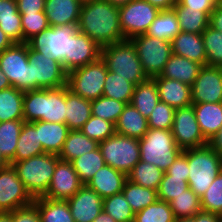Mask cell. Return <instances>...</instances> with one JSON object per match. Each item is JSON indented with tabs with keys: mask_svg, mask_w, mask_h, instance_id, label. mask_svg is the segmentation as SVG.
Here are the masks:
<instances>
[{
	"mask_svg": "<svg viewBox=\"0 0 222 222\" xmlns=\"http://www.w3.org/2000/svg\"><path fill=\"white\" fill-rule=\"evenodd\" d=\"M175 217L170 204L157 200L143 210L135 213L134 222H174Z\"/></svg>",
	"mask_w": 222,
	"mask_h": 222,
	"instance_id": "46",
	"label": "cell"
},
{
	"mask_svg": "<svg viewBox=\"0 0 222 222\" xmlns=\"http://www.w3.org/2000/svg\"><path fill=\"white\" fill-rule=\"evenodd\" d=\"M140 160L154 164L166 171L183 152L180 149L171 130L149 128L139 139Z\"/></svg>",
	"mask_w": 222,
	"mask_h": 222,
	"instance_id": "6",
	"label": "cell"
},
{
	"mask_svg": "<svg viewBox=\"0 0 222 222\" xmlns=\"http://www.w3.org/2000/svg\"><path fill=\"white\" fill-rule=\"evenodd\" d=\"M172 9L176 13L182 32L202 34L209 26V16L203 11L181 6L178 2Z\"/></svg>",
	"mask_w": 222,
	"mask_h": 222,
	"instance_id": "34",
	"label": "cell"
},
{
	"mask_svg": "<svg viewBox=\"0 0 222 222\" xmlns=\"http://www.w3.org/2000/svg\"><path fill=\"white\" fill-rule=\"evenodd\" d=\"M104 83V97L130 104L136 85L112 71H107Z\"/></svg>",
	"mask_w": 222,
	"mask_h": 222,
	"instance_id": "40",
	"label": "cell"
},
{
	"mask_svg": "<svg viewBox=\"0 0 222 222\" xmlns=\"http://www.w3.org/2000/svg\"><path fill=\"white\" fill-rule=\"evenodd\" d=\"M209 26L222 32V10L218 6L209 15Z\"/></svg>",
	"mask_w": 222,
	"mask_h": 222,
	"instance_id": "56",
	"label": "cell"
},
{
	"mask_svg": "<svg viewBox=\"0 0 222 222\" xmlns=\"http://www.w3.org/2000/svg\"><path fill=\"white\" fill-rule=\"evenodd\" d=\"M160 10H170L176 4L177 0H145Z\"/></svg>",
	"mask_w": 222,
	"mask_h": 222,
	"instance_id": "59",
	"label": "cell"
},
{
	"mask_svg": "<svg viewBox=\"0 0 222 222\" xmlns=\"http://www.w3.org/2000/svg\"><path fill=\"white\" fill-rule=\"evenodd\" d=\"M122 194L134 213L143 210L158 200L156 190L142 187L128 179L125 182Z\"/></svg>",
	"mask_w": 222,
	"mask_h": 222,
	"instance_id": "38",
	"label": "cell"
},
{
	"mask_svg": "<svg viewBox=\"0 0 222 222\" xmlns=\"http://www.w3.org/2000/svg\"><path fill=\"white\" fill-rule=\"evenodd\" d=\"M0 222H12L10 212L9 213H0Z\"/></svg>",
	"mask_w": 222,
	"mask_h": 222,
	"instance_id": "64",
	"label": "cell"
},
{
	"mask_svg": "<svg viewBox=\"0 0 222 222\" xmlns=\"http://www.w3.org/2000/svg\"><path fill=\"white\" fill-rule=\"evenodd\" d=\"M69 131L64 123L38 121L39 141L43 150L49 154L59 155Z\"/></svg>",
	"mask_w": 222,
	"mask_h": 222,
	"instance_id": "29",
	"label": "cell"
},
{
	"mask_svg": "<svg viewBox=\"0 0 222 222\" xmlns=\"http://www.w3.org/2000/svg\"><path fill=\"white\" fill-rule=\"evenodd\" d=\"M217 6L222 10V0L217 4Z\"/></svg>",
	"mask_w": 222,
	"mask_h": 222,
	"instance_id": "68",
	"label": "cell"
},
{
	"mask_svg": "<svg viewBox=\"0 0 222 222\" xmlns=\"http://www.w3.org/2000/svg\"><path fill=\"white\" fill-rule=\"evenodd\" d=\"M23 30V43H27L32 37L49 27L45 12L21 14Z\"/></svg>",
	"mask_w": 222,
	"mask_h": 222,
	"instance_id": "51",
	"label": "cell"
},
{
	"mask_svg": "<svg viewBox=\"0 0 222 222\" xmlns=\"http://www.w3.org/2000/svg\"><path fill=\"white\" fill-rule=\"evenodd\" d=\"M171 177L182 178V180L188 181L189 178V166L187 160V149L176 158L173 164L165 171Z\"/></svg>",
	"mask_w": 222,
	"mask_h": 222,
	"instance_id": "53",
	"label": "cell"
},
{
	"mask_svg": "<svg viewBox=\"0 0 222 222\" xmlns=\"http://www.w3.org/2000/svg\"><path fill=\"white\" fill-rule=\"evenodd\" d=\"M164 171L154 164L139 161L127 175L129 181L145 188L158 191L160 182L163 179Z\"/></svg>",
	"mask_w": 222,
	"mask_h": 222,
	"instance_id": "39",
	"label": "cell"
},
{
	"mask_svg": "<svg viewBox=\"0 0 222 222\" xmlns=\"http://www.w3.org/2000/svg\"><path fill=\"white\" fill-rule=\"evenodd\" d=\"M148 129L147 118L131 104H126L115 123L116 133L135 139H141Z\"/></svg>",
	"mask_w": 222,
	"mask_h": 222,
	"instance_id": "28",
	"label": "cell"
},
{
	"mask_svg": "<svg viewBox=\"0 0 222 222\" xmlns=\"http://www.w3.org/2000/svg\"><path fill=\"white\" fill-rule=\"evenodd\" d=\"M199 128L208 141L222 127V102L192 104Z\"/></svg>",
	"mask_w": 222,
	"mask_h": 222,
	"instance_id": "26",
	"label": "cell"
},
{
	"mask_svg": "<svg viewBox=\"0 0 222 222\" xmlns=\"http://www.w3.org/2000/svg\"><path fill=\"white\" fill-rule=\"evenodd\" d=\"M9 163L4 159V157L0 153V169L7 167Z\"/></svg>",
	"mask_w": 222,
	"mask_h": 222,
	"instance_id": "66",
	"label": "cell"
},
{
	"mask_svg": "<svg viewBox=\"0 0 222 222\" xmlns=\"http://www.w3.org/2000/svg\"><path fill=\"white\" fill-rule=\"evenodd\" d=\"M200 200L203 211L215 213L222 217V171Z\"/></svg>",
	"mask_w": 222,
	"mask_h": 222,
	"instance_id": "48",
	"label": "cell"
},
{
	"mask_svg": "<svg viewBox=\"0 0 222 222\" xmlns=\"http://www.w3.org/2000/svg\"><path fill=\"white\" fill-rule=\"evenodd\" d=\"M130 40L135 45L137 55L147 77L160 76L165 64L173 54L171 43L147 34L137 35Z\"/></svg>",
	"mask_w": 222,
	"mask_h": 222,
	"instance_id": "10",
	"label": "cell"
},
{
	"mask_svg": "<svg viewBox=\"0 0 222 222\" xmlns=\"http://www.w3.org/2000/svg\"><path fill=\"white\" fill-rule=\"evenodd\" d=\"M34 198L26 190L12 165L0 169V213L30 205Z\"/></svg>",
	"mask_w": 222,
	"mask_h": 222,
	"instance_id": "15",
	"label": "cell"
},
{
	"mask_svg": "<svg viewBox=\"0 0 222 222\" xmlns=\"http://www.w3.org/2000/svg\"><path fill=\"white\" fill-rule=\"evenodd\" d=\"M77 30L101 48L125 40L119 20V7L106 0L82 4Z\"/></svg>",
	"mask_w": 222,
	"mask_h": 222,
	"instance_id": "1",
	"label": "cell"
},
{
	"mask_svg": "<svg viewBox=\"0 0 222 222\" xmlns=\"http://www.w3.org/2000/svg\"><path fill=\"white\" fill-rule=\"evenodd\" d=\"M80 181L86 185L93 175L105 165L104 158L99 147L83 154L71 161Z\"/></svg>",
	"mask_w": 222,
	"mask_h": 222,
	"instance_id": "41",
	"label": "cell"
},
{
	"mask_svg": "<svg viewBox=\"0 0 222 222\" xmlns=\"http://www.w3.org/2000/svg\"><path fill=\"white\" fill-rule=\"evenodd\" d=\"M105 164L128 175L140 161L139 139L115 133L99 143Z\"/></svg>",
	"mask_w": 222,
	"mask_h": 222,
	"instance_id": "7",
	"label": "cell"
},
{
	"mask_svg": "<svg viewBox=\"0 0 222 222\" xmlns=\"http://www.w3.org/2000/svg\"><path fill=\"white\" fill-rule=\"evenodd\" d=\"M108 71L125 78L134 85L148 79L135 45L130 39H125L102 47L101 57Z\"/></svg>",
	"mask_w": 222,
	"mask_h": 222,
	"instance_id": "3",
	"label": "cell"
},
{
	"mask_svg": "<svg viewBox=\"0 0 222 222\" xmlns=\"http://www.w3.org/2000/svg\"><path fill=\"white\" fill-rule=\"evenodd\" d=\"M174 222H195L193 217L175 218Z\"/></svg>",
	"mask_w": 222,
	"mask_h": 222,
	"instance_id": "65",
	"label": "cell"
},
{
	"mask_svg": "<svg viewBox=\"0 0 222 222\" xmlns=\"http://www.w3.org/2000/svg\"><path fill=\"white\" fill-rule=\"evenodd\" d=\"M113 4L114 6L120 7L126 5L127 3L131 2L132 0H106Z\"/></svg>",
	"mask_w": 222,
	"mask_h": 222,
	"instance_id": "63",
	"label": "cell"
},
{
	"mask_svg": "<svg viewBox=\"0 0 222 222\" xmlns=\"http://www.w3.org/2000/svg\"><path fill=\"white\" fill-rule=\"evenodd\" d=\"M103 210L117 222H134L135 213L122 192L103 199Z\"/></svg>",
	"mask_w": 222,
	"mask_h": 222,
	"instance_id": "44",
	"label": "cell"
},
{
	"mask_svg": "<svg viewBox=\"0 0 222 222\" xmlns=\"http://www.w3.org/2000/svg\"><path fill=\"white\" fill-rule=\"evenodd\" d=\"M160 9L145 0H132L119 7V20L125 39L146 34L151 23L160 13Z\"/></svg>",
	"mask_w": 222,
	"mask_h": 222,
	"instance_id": "11",
	"label": "cell"
},
{
	"mask_svg": "<svg viewBox=\"0 0 222 222\" xmlns=\"http://www.w3.org/2000/svg\"><path fill=\"white\" fill-rule=\"evenodd\" d=\"M83 185L72 163L59 159L51 183L43 197L54 200H68Z\"/></svg>",
	"mask_w": 222,
	"mask_h": 222,
	"instance_id": "18",
	"label": "cell"
},
{
	"mask_svg": "<svg viewBox=\"0 0 222 222\" xmlns=\"http://www.w3.org/2000/svg\"><path fill=\"white\" fill-rule=\"evenodd\" d=\"M0 29L14 43H23L21 14L18 12L16 0H0Z\"/></svg>",
	"mask_w": 222,
	"mask_h": 222,
	"instance_id": "30",
	"label": "cell"
},
{
	"mask_svg": "<svg viewBox=\"0 0 222 222\" xmlns=\"http://www.w3.org/2000/svg\"><path fill=\"white\" fill-rule=\"evenodd\" d=\"M58 155L43 153L15 163H9L33 198L43 196L51 183Z\"/></svg>",
	"mask_w": 222,
	"mask_h": 222,
	"instance_id": "4",
	"label": "cell"
},
{
	"mask_svg": "<svg viewBox=\"0 0 222 222\" xmlns=\"http://www.w3.org/2000/svg\"><path fill=\"white\" fill-rule=\"evenodd\" d=\"M65 86L24 92V122L45 121L65 124Z\"/></svg>",
	"mask_w": 222,
	"mask_h": 222,
	"instance_id": "2",
	"label": "cell"
},
{
	"mask_svg": "<svg viewBox=\"0 0 222 222\" xmlns=\"http://www.w3.org/2000/svg\"><path fill=\"white\" fill-rule=\"evenodd\" d=\"M192 104L222 102V73L219 66L204 65L191 86Z\"/></svg>",
	"mask_w": 222,
	"mask_h": 222,
	"instance_id": "17",
	"label": "cell"
},
{
	"mask_svg": "<svg viewBox=\"0 0 222 222\" xmlns=\"http://www.w3.org/2000/svg\"><path fill=\"white\" fill-rule=\"evenodd\" d=\"M175 109L159 101L148 117V127L152 129L172 130Z\"/></svg>",
	"mask_w": 222,
	"mask_h": 222,
	"instance_id": "50",
	"label": "cell"
},
{
	"mask_svg": "<svg viewBox=\"0 0 222 222\" xmlns=\"http://www.w3.org/2000/svg\"><path fill=\"white\" fill-rule=\"evenodd\" d=\"M0 69L7 76L12 87L23 92L33 90L27 43H14L2 51L0 53Z\"/></svg>",
	"mask_w": 222,
	"mask_h": 222,
	"instance_id": "9",
	"label": "cell"
},
{
	"mask_svg": "<svg viewBox=\"0 0 222 222\" xmlns=\"http://www.w3.org/2000/svg\"><path fill=\"white\" fill-rule=\"evenodd\" d=\"M28 59L31 62V73L34 89H51L67 85V72L62 64L51 56H44L40 51L28 45Z\"/></svg>",
	"mask_w": 222,
	"mask_h": 222,
	"instance_id": "12",
	"label": "cell"
},
{
	"mask_svg": "<svg viewBox=\"0 0 222 222\" xmlns=\"http://www.w3.org/2000/svg\"><path fill=\"white\" fill-rule=\"evenodd\" d=\"M10 216L12 222H41L37 206L34 203L10 212Z\"/></svg>",
	"mask_w": 222,
	"mask_h": 222,
	"instance_id": "52",
	"label": "cell"
},
{
	"mask_svg": "<svg viewBox=\"0 0 222 222\" xmlns=\"http://www.w3.org/2000/svg\"><path fill=\"white\" fill-rule=\"evenodd\" d=\"M214 152L222 157V127L220 130L208 140L207 144Z\"/></svg>",
	"mask_w": 222,
	"mask_h": 222,
	"instance_id": "57",
	"label": "cell"
},
{
	"mask_svg": "<svg viewBox=\"0 0 222 222\" xmlns=\"http://www.w3.org/2000/svg\"><path fill=\"white\" fill-rule=\"evenodd\" d=\"M41 222H75L66 200L34 198Z\"/></svg>",
	"mask_w": 222,
	"mask_h": 222,
	"instance_id": "33",
	"label": "cell"
},
{
	"mask_svg": "<svg viewBox=\"0 0 222 222\" xmlns=\"http://www.w3.org/2000/svg\"><path fill=\"white\" fill-rule=\"evenodd\" d=\"M173 54L206 65V52L202 34L180 31L172 40Z\"/></svg>",
	"mask_w": 222,
	"mask_h": 222,
	"instance_id": "23",
	"label": "cell"
},
{
	"mask_svg": "<svg viewBox=\"0 0 222 222\" xmlns=\"http://www.w3.org/2000/svg\"><path fill=\"white\" fill-rule=\"evenodd\" d=\"M80 131L98 143L116 133L115 125L112 122L93 115H91L89 120L81 127Z\"/></svg>",
	"mask_w": 222,
	"mask_h": 222,
	"instance_id": "47",
	"label": "cell"
},
{
	"mask_svg": "<svg viewBox=\"0 0 222 222\" xmlns=\"http://www.w3.org/2000/svg\"><path fill=\"white\" fill-rule=\"evenodd\" d=\"M184 7L205 12L208 16L217 6L214 0H177Z\"/></svg>",
	"mask_w": 222,
	"mask_h": 222,
	"instance_id": "55",
	"label": "cell"
},
{
	"mask_svg": "<svg viewBox=\"0 0 222 222\" xmlns=\"http://www.w3.org/2000/svg\"><path fill=\"white\" fill-rule=\"evenodd\" d=\"M171 131L177 146L182 150L208 144L200 131L193 105L175 109Z\"/></svg>",
	"mask_w": 222,
	"mask_h": 222,
	"instance_id": "14",
	"label": "cell"
},
{
	"mask_svg": "<svg viewBox=\"0 0 222 222\" xmlns=\"http://www.w3.org/2000/svg\"><path fill=\"white\" fill-rule=\"evenodd\" d=\"M77 27L60 26L48 27L32 37L27 44L34 50L40 51L44 56H51L63 66V60L68 53L69 37Z\"/></svg>",
	"mask_w": 222,
	"mask_h": 222,
	"instance_id": "13",
	"label": "cell"
},
{
	"mask_svg": "<svg viewBox=\"0 0 222 222\" xmlns=\"http://www.w3.org/2000/svg\"><path fill=\"white\" fill-rule=\"evenodd\" d=\"M65 124L69 130H80L91 117V101L74 94L65 85Z\"/></svg>",
	"mask_w": 222,
	"mask_h": 222,
	"instance_id": "25",
	"label": "cell"
},
{
	"mask_svg": "<svg viewBox=\"0 0 222 222\" xmlns=\"http://www.w3.org/2000/svg\"><path fill=\"white\" fill-rule=\"evenodd\" d=\"M127 179L126 174L105 164L93 175L86 185L105 199L121 193Z\"/></svg>",
	"mask_w": 222,
	"mask_h": 222,
	"instance_id": "21",
	"label": "cell"
},
{
	"mask_svg": "<svg viewBox=\"0 0 222 222\" xmlns=\"http://www.w3.org/2000/svg\"><path fill=\"white\" fill-rule=\"evenodd\" d=\"M206 52V65H222V32L208 26L202 33Z\"/></svg>",
	"mask_w": 222,
	"mask_h": 222,
	"instance_id": "45",
	"label": "cell"
},
{
	"mask_svg": "<svg viewBox=\"0 0 222 222\" xmlns=\"http://www.w3.org/2000/svg\"><path fill=\"white\" fill-rule=\"evenodd\" d=\"M23 124L24 120L0 122V153L8 163L14 159Z\"/></svg>",
	"mask_w": 222,
	"mask_h": 222,
	"instance_id": "37",
	"label": "cell"
},
{
	"mask_svg": "<svg viewBox=\"0 0 222 222\" xmlns=\"http://www.w3.org/2000/svg\"><path fill=\"white\" fill-rule=\"evenodd\" d=\"M24 92L10 87L0 90V122L23 119Z\"/></svg>",
	"mask_w": 222,
	"mask_h": 222,
	"instance_id": "35",
	"label": "cell"
},
{
	"mask_svg": "<svg viewBox=\"0 0 222 222\" xmlns=\"http://www.w3.org/2000/svg\"><path fill=\"white\" fill-rule=\"evenodd\" d=\"M159 101L155 79L148 78L135 86L130 104L148 119Z\"/></svg>",
	"mask_w": 222,
	"mask_h": 222,
	"instance_id": "31",
	"label": "cell"
},
{
	"mask_svg": "<svg viewBox=\"0 0 222 222\" xmlns=\"http://www.w3.org/2000/svg\"><path fill=\"white\" fill-rule=\"evenodd\" d=\"M101 47L84 33L76 30L69 37L68 53L63 68L68 73L78 67L93 63L101 57Z\"/></svg>",
	"mask_w": 222,
	"mask_h": 222,
	"instance_id": "16",
	"label": "cell"
},
{
	"mask_svg": "<svg viewBox=\"0 0 222 222\" xmlns=\"http://www.w3.org/2000/svg\"><path fill=\"white\" fill-rule=\"evenodd\" d=\"M66 201L75 222H92L103 210V198L87 185Z\"/></svg>",
	"mask_w": 222,
	"mask_h": 222,
	"instance_id": "19",
	"label": "cell"
},
{
	"mask_svg": "<svg viewBox=\"0 0 222 222\" xmlns=\"http://www.w3.org/2000/svg\"><path fill=\"white\" fill-rule=\"evenodd\" d=\"M99 147V143L84 135L80 130H70L63 147L58 155L61 160L72 161L73 159L92 152Z\"/></svg>",
	"mask_w": 222,
	"mask_h": 222,
	"instance_id": "32",
	"label": "cell"
},
{
	"mask_svg": "<svg viewBox=\"0 0 222 222\" xmlns=\"http://www.w3.org/2000/svg\"><path fill=\"white\" fill-rule=\"evenodd\" d=\"M81 7L79 0H46L44 12L50 27H77Z\"/></svg>",
	"mask_w": 222,
	"mask_h": 222,
	"instance_id": "20",
	"label": "cell"
},
{
	"mask_svg": "<svg viewBox=\"0 0 222 222\" xmlns=\"http://www.w3.org/2000/svg\"><path fill=\"white\" fill-rule=\"evenodd\" d=\"M195 222H220L222 217L218 214L201 210L194 217Z\"/></svg>",
	"mask_w": 222,
	"mask_h": 222,
	"instance_id": "58",
	"label": "cell"
},
{
	"mask_svg": "<svg viewBox=\"0 0 222 222\" xmlns=\"http://www.w3.org/2000/svg\"><path fill=\"white\" fill-rule=\"evenodd\" d=\"M189 188L188 182L182 178L171 177L166 172L158 188V200L169 203Z\"/></svg>",
	"mask_w": 222,
	"mask_h": 222,
	"instance_id": "49",
	"label": "cell"
},
{
	"mask_svg": "<svg viewBox=\"0 0 222 222\" xmlns=\"http://www.w3.org/2000/svg\"><path fill=\"white\" fill-rule=\"evenodd\" d=\"M216 2V4H218L221 0H214Z\"/></svg>",
	"mask_w": 222,
	"mask_h": 222,
	"instance_id": "69",
	"label": "cell"
},
{
	"mask_svg": "<svg viewBox=\"0 0 222 222\" xmlns=\"http://www.w3.org/2000/svg\"><path fill=\"white\" fill-rule=\"evenodd\" d=\"M180 31L176 13L173 9H170L160 11L156 19L149 26L146 34L171 43Z\"/></svg>",
	"mask_w": 222,
	"mask_h": 222,
	"instance_id": "36",
	"label": "cell"
},
{
	"mask_svg": "<svg viewBox=\"0 0 222 222\" xmlns=\"http://www.w3.org/2000/svg\"><path fill=\"white\" fill-rule=\"evenodd\" d=\"M125 106L126 103L122 101L101 96L91 101V114L115 125Z\"/></svg>",
	"mask_w": 222,
	"mask_h": 222,
	"instance_id": "43",
	"label": "cell"
},
{
	"mask_svg": "<svg viewBox=\"0 0 222 222\" xmlns=\"http://www.w3.org/2000/svg\"><path fill=\"white\" fill-rule=\"evenodd\" d=\"M169 204L175 218L194 217L202 210L200 198L190 188Z\"/></svg>",
	"mask_w": 222,
	"mask_h": 222,
	"instance_id": "42",
	"label": "cell"
},
{
	"mask_svg": "<svg viewBox=\"0 0 222 222\" xmlns=\"http://www.w3.org/2000/svg\"><path fill=\"white\" fill-rule=\"evenodd\" d=\"M189 188L202 198L204 193L222 171V157L208 145L187 149Z\"/></svg>",
	"mask_w": 222,
	"mask_h": 222,
	"instance_id": "5",
	"label": "cell"
},
{
	"mask_svg": "<svg viewBox=\"0 0 222 222\" xmlns=\"http://www.w3.org/2000/svg\"><path fill=\"white\" fill-rule=\"evenodd\" d=\"M10 87H11V84L9 83L7 76L0 69V90H4Z\"/></svg>",
	"mask_w": 222,
	"mask_h": 222,
	"instance_id": "62",
	"label": "cell"
},
{
	"mask_svg": "<svg viewBox=\"0 0 222 222\" xmlns=\"http://www.w3.org/2000/svg\"><path fill=\"white\" fill-rule=\"evenodd\" d=\"M46 153L38 137V121L24 122L20 136L18 138L14 159L10 163H15L24 159Z\"/></svg>",
	"mask_w": 222,
	"mask_h": 222,
	"instance_id": "27",
	"label": "cell"
},
{
	"mask_svg": "<svg viewBox=\"0 0 222 222\" xmlns=\"http://www.w3.org/2000/svg\"><path fill=\"white\" fill-rule=\"evenodd\" d=\"M92 222H117L104 210Z\"/></svg>",
	"mask_w": 222,
	"mask_h": 222,
	"instance_id": "61",
	"label": "cell"
},
{
	"mask_svg": "<svg viewBox=\"0 0 222 222\" xmlns=\"http://www.w3.org/2000/svg\"><path fill=\"white\" fill-rule=\"evenodd\" d=\"M161 102L174 109L192 105L191 86L178 80L154 77Z\"/></svg>",
	"mask_w": 222,
	"mask_h": 222,
	"instance_id": "22",
	"label": "cell"
},
{
	"mask_svg": "<svg viewBox=\"0 0 222 222\" xmlns=\"http://www.w3.org/2000/svg\"><path fill=\"white\" fill-rule=\"evenodd\" d=\"M202 67L203 65L200 63L172 54L165 64L162 73L157 77L178 80L192 86Z\"/></svg>",
	"mask_w": 222,
	"mask_h": 222,
	"instance_id": "24",
	"label": "cell"
},
{
	"mask_svg": "<svg viewBox=\"0 0 222 222\" xmlns=\"http://www.w3.org/2000/svg\"><path fill=\"white\" fill-rule=\"evenodd\" d=\"M14 42L0 29V53L12 46Z\"/></svg>",
	"mask_w": 222,
	"mask_h": 222,
	"instance_id": "60",
	"label": "cell"
},
{
	"mask_svg": "<svg viewBox=\"0 0 222 222\" xmlns=\"http://www.w3.org/2000/svg\"><path fill=\"white\" fill-rule=\"evenodd\" d=\"M46 0H16L20 14L44 12Z\"/></svg>",
	"mask_w": 222,
	"mask_h": 222,
	"instance_id": "54",
	"label": "cell"
},
{
	"mask_svg": "<svg viewBox=\"0 0 222 222\" xmlns=\"http://www.w3.org/2000/svg\"><path fill=\"white\" fill-rule=\"evenodd\" d=\"M108 69L100 58L99 60L67 73V86L74 94L89 101L103 96L104 82Z\"/></svg>",
	"mask_w": 222,
	"mask_h": 222,
	"instance_id": "8",
	"label": "cell"
},
{
	"mask_svg": "<svg viewBox=\"0 0 222 222\" xmlns=\"http://www.w3.org/2000/svg\"><path fill=\"white\" fill-rule=\"evenodd\" d=\"M82 4L93 2L95 0H79Z\"/></svg>",
	"mask_w": 222,
	"mask_h": 222,
	"instance_id": "67",
	"label": "cell"
}]
</instances>
